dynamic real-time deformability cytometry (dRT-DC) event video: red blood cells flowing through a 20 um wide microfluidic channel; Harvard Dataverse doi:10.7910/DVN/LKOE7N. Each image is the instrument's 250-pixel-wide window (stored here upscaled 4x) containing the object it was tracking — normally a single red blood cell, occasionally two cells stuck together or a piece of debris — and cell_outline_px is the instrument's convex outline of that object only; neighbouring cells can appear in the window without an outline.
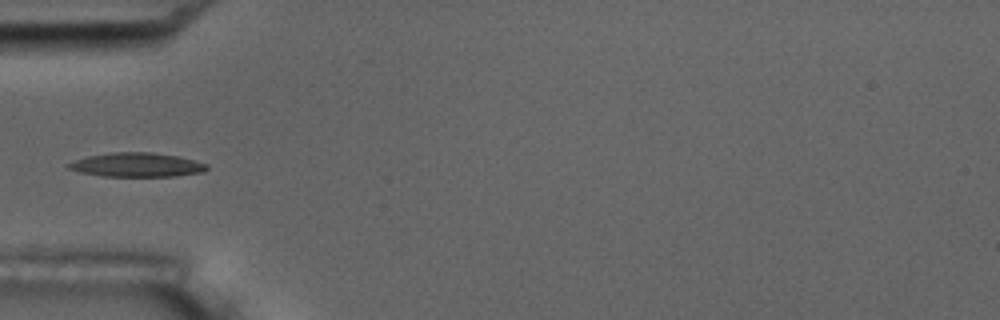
{"species": "common noctule bat (a hibernating species)", "species_latin": "Nyctalus noctula", "temperature_condition": "room temperature", "stored_images_in_passage": 5, "camera_frame_rate_fps": 3000, "um_per_image_px": 0.085, "animal": {"sex": "male", "body_mass_g": 17.5, "forearm_length_mm": 52.3}, "frame": {"image": 1, "passage_image": 5, "time_ms": 4.667, "image_size_px": [1000, 320], "cell_outline_px": [[208, 168], [204, 172], [176, 176], [100, 176], [80, 172], [68, 168], [68, 164], [72, 160], [88, 156], [112, 152], [152, 152], [176, 156], [208, 164]], "centroid_in_image_um": [11.61, 14.01], "position_along_channel_um": 73.4, "area_um2": 19.36}}